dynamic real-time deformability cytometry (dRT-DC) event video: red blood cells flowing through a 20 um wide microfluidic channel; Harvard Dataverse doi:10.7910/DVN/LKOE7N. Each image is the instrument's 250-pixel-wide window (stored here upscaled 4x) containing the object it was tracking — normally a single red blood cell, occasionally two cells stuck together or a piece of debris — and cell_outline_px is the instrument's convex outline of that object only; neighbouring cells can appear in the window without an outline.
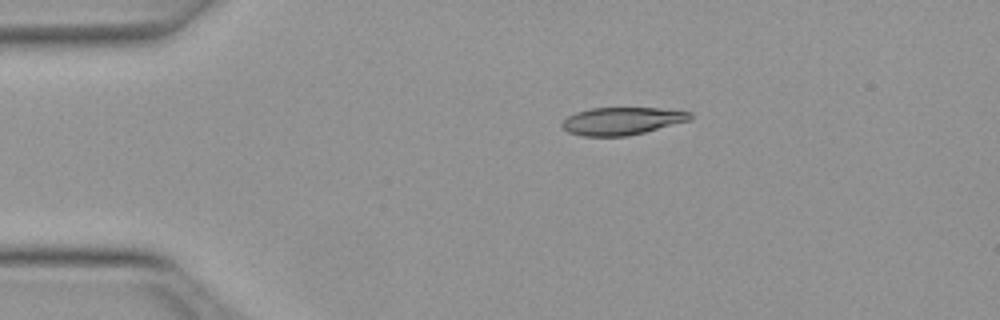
{"species": "Egyptian fruit bat (a non-hibernating species)", "species_latin": "Rousettus aegyptiacus", "temperature_condition": "warm", "stored_images_in_passage": 43, "camera_frame_rate_fps": 3000, "um_per_image_px": 0.085, "animal": {"sex": "female"}, "frame": {"image": 1, "passage_image": 2, "time_ms": 0.333, "image_size_px": [1000, 320], "cell_outline_px": [[692, 120], [628, 136], [580, 136], [568, 132], [560, 124], [568, 116], [576, 112], [592, 108], [660, 108], [692, 112]], "centroid_in_image_um": [52.88, 10.28], "position_along_channel_um": 32.1, "area_um2": 20.63}}
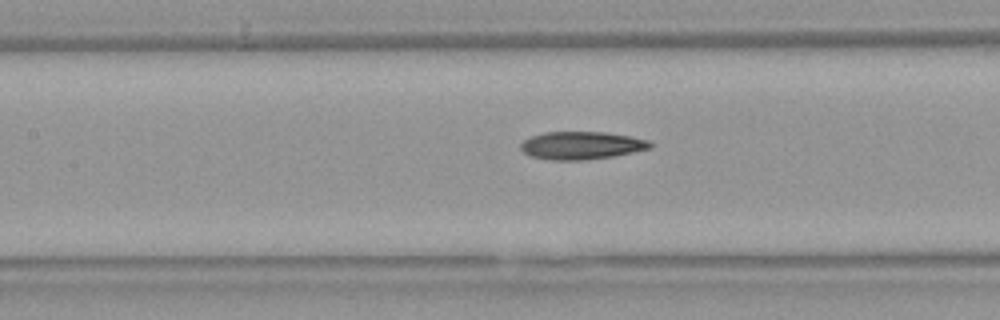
{"frame": {"image": 2, "passage_image": 15, "time_ms": 4.667, "image_size_px": [1000, 320], "cell_outline_px": [[652, 148], [612, 156], [584, 160], [548, 160], [532, 156], [524, 152], [520, 148], [520, 144], [524, 140], [532, 136], [544, 132], [604, 132], [632, 136], [648, 140], [652, 144]], "centroid_in_image_um": [49.43, 12.36], "position_along_channel_um": 158.0, "area_um2": 20.92}}
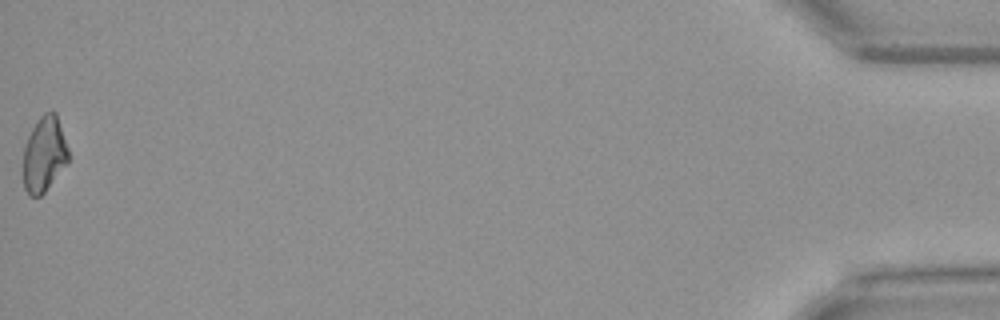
{"frame": {"image": 3, "passage_image": 43, "time_ms": 14.0, "image_size_px": [1000, 320], "cell_outline_px": [[68, 164], [44, 192], [40, 196], [28, 196], [24, 188], [24, 148], [28, 136], [32, 128], [40, 116], [44, 112], [52, 108], [56, 112], [68, 148]], "centroid_in_image_um": [3.77, 13.09], "position_along_channel_um": 431.4, "area_um2": 19.94}, "authors_computed_cell_mechanics": {"area_um2": 20.6346, "velocity_mm_per_s": 4.0126, "shape_relaxation_time_tau1_ms": 8.9041, "shape_relaxation_time_tau2_ms": 9.5125, "deformation_change_tau1": 0.2236, "deformation_change_tau2": 0.2186}}